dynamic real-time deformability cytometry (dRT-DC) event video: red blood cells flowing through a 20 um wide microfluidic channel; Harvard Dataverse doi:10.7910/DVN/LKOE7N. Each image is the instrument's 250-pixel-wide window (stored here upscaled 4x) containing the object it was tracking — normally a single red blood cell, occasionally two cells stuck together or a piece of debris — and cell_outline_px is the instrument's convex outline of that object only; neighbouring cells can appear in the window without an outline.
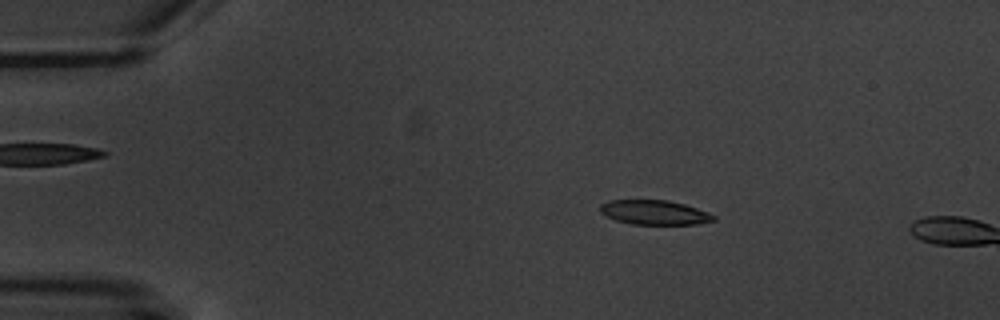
{"species": "common noctule bat (a hibernating species)", "species_latin": "Nyctalus noctula", "temperature_condition": "warm", "stored_images_in_passage": 4, "camera_frame_rate_fps": 3000, "um_per_image_px": 0.085, "animal": {"sex": "male", "body_mass_g": 20.1, "forearm_length_mm": 53.5}, "frame": {"image": 1, "passage_image": 3, "time_ms": 2.0, "image_size_px": [1000, 320], "cell_outline_px": [[716, 220], [696, 224], [632, 224], [616, 220], [600, 212], [600, 204], [608, 200], [668, 200], [684, 204], [708, 212], [716, 216]], "centroid_in_image_um": [55.63, 18.05], "position_along_channel_um": 29.4, "area_um2": 16.13}}